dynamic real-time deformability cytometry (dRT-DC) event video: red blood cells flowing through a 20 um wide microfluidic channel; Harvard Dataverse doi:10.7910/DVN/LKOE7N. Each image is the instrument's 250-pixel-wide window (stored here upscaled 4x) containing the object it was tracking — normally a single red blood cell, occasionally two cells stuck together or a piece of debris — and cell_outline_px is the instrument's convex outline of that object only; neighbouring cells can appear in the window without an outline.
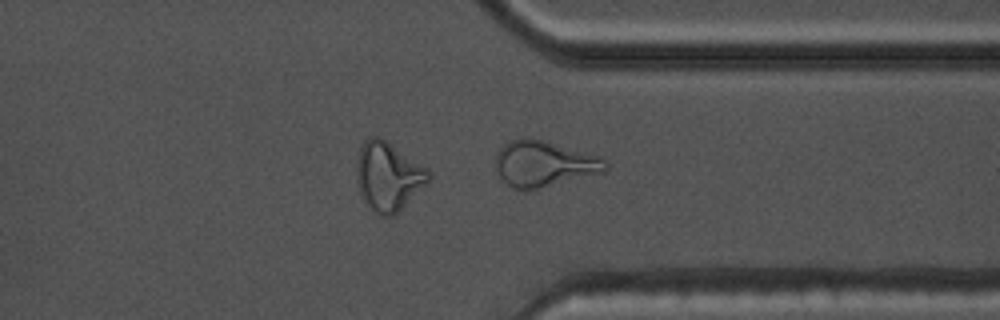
{"species": "common noctule bat (a hibernating species)", "species_latin": "Nyctalus noctula", "temperature_condition": "warm", "stored_images_in_passage": 34, "camera_frame_rate_fps": 3000, "um_per_image_px": 0.085, "animal": {"sex": "male", "body_mass_g": 17.5, "forearm_length_mm": 52.3}, "frame": {"image": 1, "passage_image": 34, "time_ms": 11.0, "image_size_px": [1000, 320], "cell_outline_px": [[608, 172], [524, 192], [512, 188], [500, 176], [496, 168], [496, 156], [500, 148], [504, 144], [512, 140], [532, 136], [596, 156], [604, 160], [608, 164]], "centroid_in_image_um": [46.25, 13.94], "position_along_channel_um": 365.2, "area_um2": 29.59}, "authors_computed_cell_mechanics": {"area_um2": 20.2589, "velocity_mm_per_s": 3.8367, "shape_relaxation_time_tau1_ms": null, "shape_relaxation_time_tau2_ms": 1.744, "deformation_change_tau1": null, "deformation_change_tau2": 0.103}}